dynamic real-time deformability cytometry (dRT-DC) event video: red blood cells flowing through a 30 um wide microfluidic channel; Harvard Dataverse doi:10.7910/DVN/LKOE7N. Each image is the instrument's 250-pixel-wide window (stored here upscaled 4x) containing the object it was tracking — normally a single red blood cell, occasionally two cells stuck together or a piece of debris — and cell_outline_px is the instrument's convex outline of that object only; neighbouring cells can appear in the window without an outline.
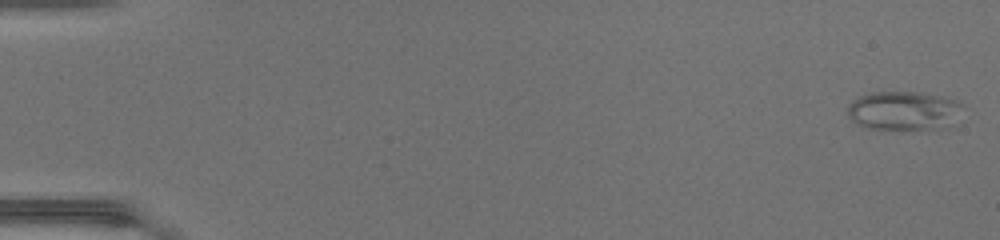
{"species": "common noctule bat (a hibernating species)", "species_latin": "Nyctalus noctula", "temperature_condition": "warm", "stored_images_in_passage": 48, "camera_frame_rate_fps": 3000, "um_per_image_px": 0.085, "animal": {"sex": "female", "body_mass_g": 17.0, "forearm_length_mm": 48.0}, "frame": {"image": 1, "passage_image": 1, "time_ms": 0.0, "image_size_px": [1000, 240], "cell_outline_px": [[964, 104], [952, 124], [948, 128], [864, 128], [852, 120], [848, 116], [848, 104], [852, 100], [860, 96], [872, 92], [924, 92], [956, 100]], "centroid_in_image_um": [76.81, 9.39], "position_along_channel_um": 8.2, "area_um2": 25.95}}
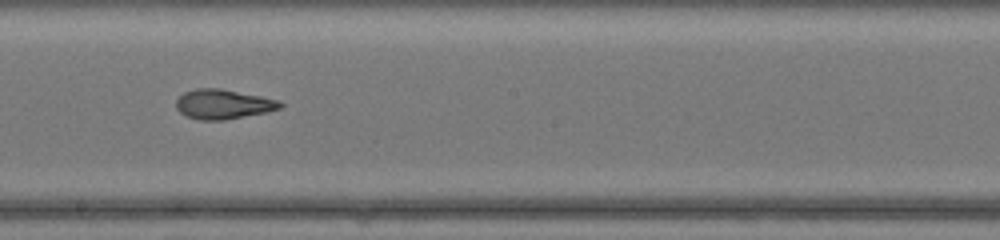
{"frame": {"image": 2, "passage_image": 28, "time_ms": 9.0, "image_size_px": [1000, 240], "cell_outline_px": [[284, 104], [280, 108], [264, 112], [224, 120], [200, 120], [188, 116], [180, 112], [176, 108], [176, 100], [184, 92], [196, 88], [220, 88], [260, 96], [276, 100]], "centroid_in_image_um": [18.92, 8.85], "position_along_channel_um": 229.3, "area_um2": 17.69}}
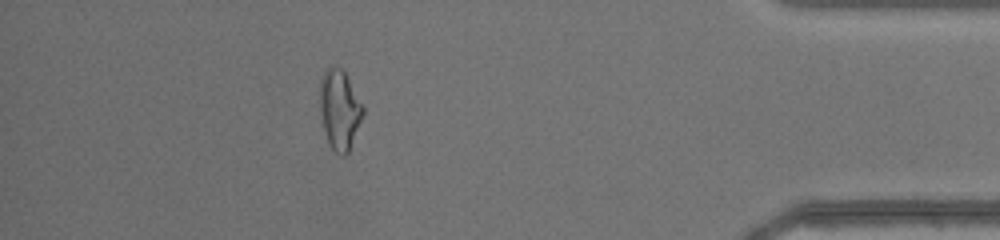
{"frame": {"image": 3, "passage_image": 43, "time_ms": 14.0, "image_size_px": [1000, 240], "cell_outline_px": [[364, 116], [348, 152], [344, 156], [340, 156], [328, 144], [324, 132], [320, 112], [320, 80], [324, 72], [328, 68], [340, 68], [344, 72], [364, 104]], "centroid_in_image_um": [28.88, 9.36], "position_along_channel_um": 406.3, "area_um2": 20.11}, "authors_computed_cell_mechanics": {"area_um2": 19.3919, "velocity_mm_per_s": 4.4117, "shape_relaxation_time_tau1_ms": 7.784, "shape_relaxation_time_tau2_ms": 2.5773, "deformation_change_tau1": 0.2895, "deformation_change_tau2": 0.1009}}